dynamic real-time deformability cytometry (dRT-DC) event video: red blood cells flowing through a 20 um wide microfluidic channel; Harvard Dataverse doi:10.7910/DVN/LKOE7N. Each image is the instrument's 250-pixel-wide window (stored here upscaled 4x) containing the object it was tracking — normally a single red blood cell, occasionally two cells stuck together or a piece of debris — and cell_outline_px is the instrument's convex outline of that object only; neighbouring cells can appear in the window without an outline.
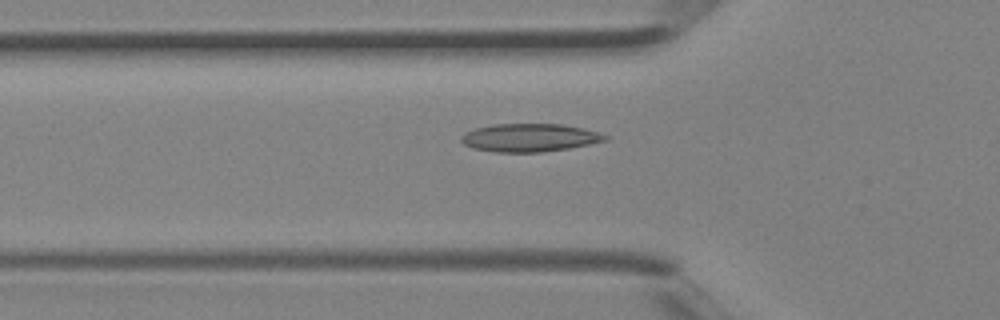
{"species": "Egyptian fruit bat (a non-hibernating species)", "species_latin": "Rousettus aegyptiacus", "temperature_condition": "room temperature", "stored_images_in_passage": 28, "camera_frame_rate_fps": 3000, "um_per_image_px": 0.085, "animal": {"sex": "female"}, "frame": {"image": 1, "passage_image": 4, "time_ms": 1.0, "image_size_px": [1000, 320], "cell_outline_px": [[608, 140], [568, 148], [540, 152], [496, 152], [472, 148], [464, 144], [460, 140], [460, 136], [464, 132], [476, 128], [492, 124], [560, 124], [584, 128], [608, 136]], "centroid_in_image_um": [44.97, 11.7], "position_along_channel_um": 80.8, "area_um2": 23.47}}
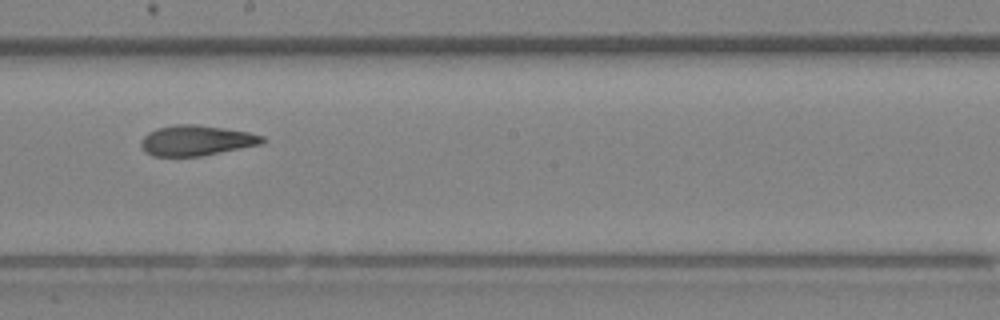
{"frame": {"image": 2, "passage_image": 13, "time_ms": 4.0, "image_size_px": [1000, 320], "cell_outline_px": [[268, 140], [264, 144], [200, 156], [152, 156], [144, 152], [140, 144], [144, 136], [148, 132], [156, 128], [176, 124], [196, 124], [224, 128], [248, 132], [264, 136]], "centroid_in_image_um": [16.71, 11.94], "position_along_channel_um": 231.5, "area_um2": 21.68}}
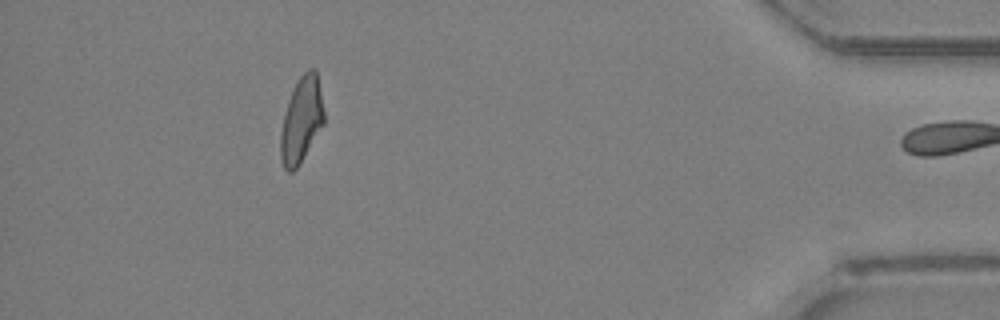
{"frame": {"image": 3, "passage_image": 27, "time_ms": 8.667, "image_size_px": [1000, 320], "cell_outline_px": [[324, 124], [300, 164], [292, 172], [288, 172], [284, 168], [280, 160], [280, 132], [288, 100], [300, 76], [308, 68], [316, 68], [324, 112]], "centroid_in_image_um": [25.62, 10.23], "position_along_channel_um": 409.6, "area_um2": 21.68}}